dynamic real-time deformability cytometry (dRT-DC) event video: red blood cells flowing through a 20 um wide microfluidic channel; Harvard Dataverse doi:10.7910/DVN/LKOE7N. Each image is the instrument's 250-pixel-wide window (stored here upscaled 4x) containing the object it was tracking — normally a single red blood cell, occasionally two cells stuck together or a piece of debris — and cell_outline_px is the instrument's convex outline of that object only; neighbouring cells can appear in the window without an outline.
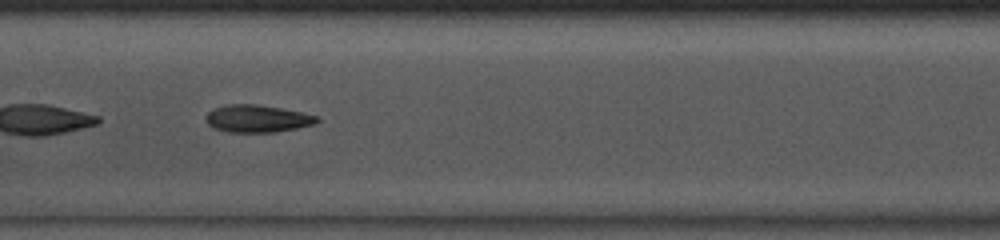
{"species": "common noctule bat (a hibernating species)", "species_latin": "Nyctalus noctula", "temperature_condition": "room temperature", "stored_images_in_passage": 35, "camera_frame_rate_fps": 3000, "um_per_image_px": 0.085, "animal": {"sex": "male", "body_mass_g": 13.0, "forearm_length_mm": 53.1}, "frame": {"image": 1, "passage_image": 11, "time_ms": 3.333, "image_size_px": [1000, 240], "cell_outline_px": [[320, 120], [316, 124], [296, 128], [272, 132], [228, 132], [212, 128], [208, 124], [208, 112], [212, 108], [228, 104], [256, 104], [280, 108], [320, 116]], "centroid_in_image_um": [21.89, 10.08], "position_along_channel_um": 185.5, "area_um2": 17.69}, "authors_computed_cell_mechanics": {"area_um2": 18.0914, "velocity_mm_per_s": 4.0768, "shape_relaxation_time_tau1_ms": 2.9784, "shape_relaxation_time_tau2_ms": 2.8836, "deformation_change_tau1": 0.1128, "deformation_change_tau2": 0.1256}}